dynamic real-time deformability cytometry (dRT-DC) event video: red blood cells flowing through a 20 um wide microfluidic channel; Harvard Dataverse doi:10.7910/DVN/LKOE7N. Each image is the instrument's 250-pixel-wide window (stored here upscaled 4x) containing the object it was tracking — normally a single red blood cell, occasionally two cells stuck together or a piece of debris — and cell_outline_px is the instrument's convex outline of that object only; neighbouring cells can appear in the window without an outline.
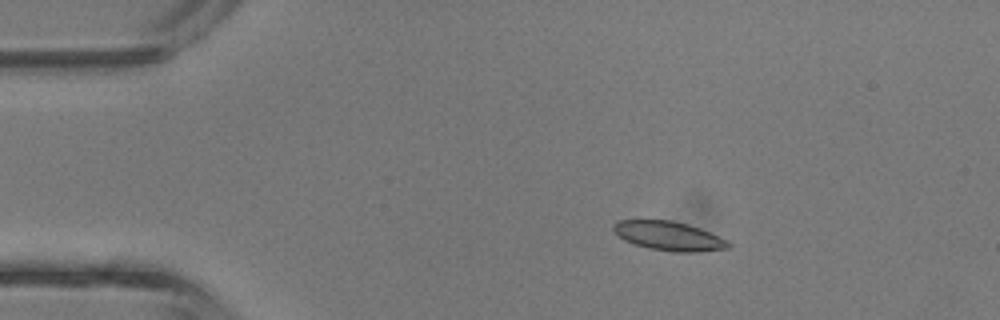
{"species": "common noctule bat (a hibernating species)", "species_latin": "Nyctalus noctula", "temperature_condition": "room temperature", "stored_images_in_passage": 3, "camera_frame_rate_fps": 3000, "um_per_image_px": 0.085, "animal": {"sex": "male", "body_mass_g": 13.3}, "frame": {"image": 1, "passage_image": 2, "time_ms": 0.333, "image_size_px": [1000, 320], "cell_outline_px": [[732, 244], [728, 248], [692, 252], [676, 252], [648, 248], [624, 240], [612, 228], [612, 224], [616, 220], [672, 220], [688, 224], [700, 228], [728, 240]], "centroid_in_image_um": [56.85, 20.04], "position_along_channel_um": 28.1, "area_um2": 19.42}}